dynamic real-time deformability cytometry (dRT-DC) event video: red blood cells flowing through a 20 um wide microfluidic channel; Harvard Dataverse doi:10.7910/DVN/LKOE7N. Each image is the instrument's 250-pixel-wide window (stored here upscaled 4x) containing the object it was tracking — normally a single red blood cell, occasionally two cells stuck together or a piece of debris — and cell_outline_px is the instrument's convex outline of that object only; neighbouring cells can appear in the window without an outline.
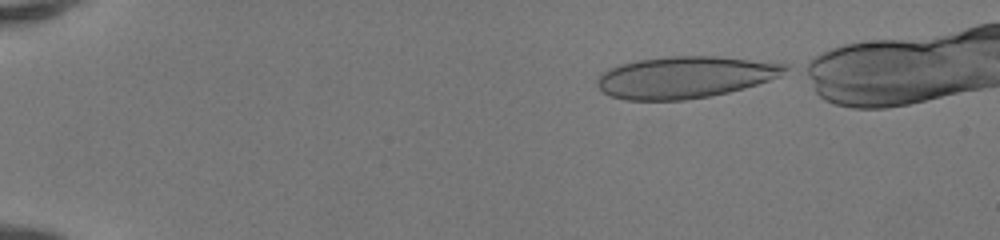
{"species": "human", "species_latin": "Homo sapiens", "temperature_condition": "room temperature", "stored_images_in_passage": 42, "camera_frame_rate_fps": 3000, "um_per_image_px": 0.085, "donor": {"sex": "female"}, "frame": {"image": 1, "passage_image": 1, "time_ms": 0.0, "image_size_px": [1000, 240], "cell_outline_px": [[792, 64], [780, 76], [744, 88], [728, 92], [708, 96], [684, 100], [624, 100], [608, 96], [596, 84], [596, 80], [608, 68], [620, 64], [636, 60], [668, 56], [712, 56]], "centroid_in_image_um": [58.2, 6.56], "position_along_channel_um": 26.8, "area_um2": 45.66}}
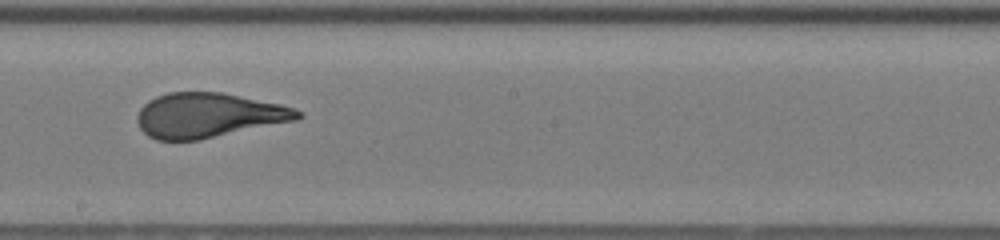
{"frame": {"image": 2, "passage_image": 23, "time_ms": 7.333, "image_size_px": [1000, 240], "cell_outline_px": [[304, 116], [296, 120], [200, 140], [156, 140], [148, 136], [140, 128], [136, 120], [136, 116], [140, 108], [148, 100], [156, 96], [168, 92], [220, 92], [280, 104], [296, 108]], "centroid_in_image_um": [17.69, 9.8], "position_along_channel_um": 230.5, "area_um2": 41.85}}
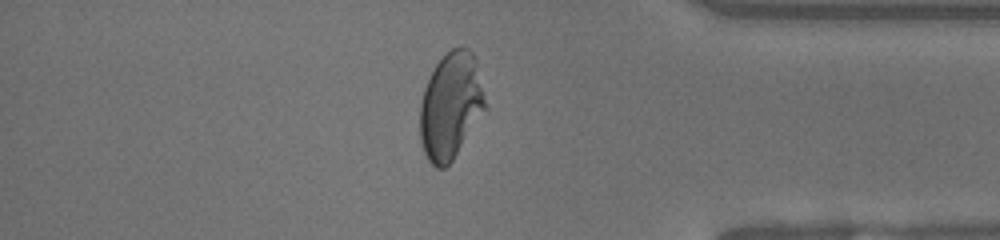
{"frame": {"image": 3, "passage_image": 36, "time_ms": 11.667, "image_size_px": [1000, 240], "cell_outline_px": [[488, 108], [452, 160], [444, 168], [436, 168], [428, 160], [424, 152], [420, 140], [420, 104], [424, 88], [436, 64], [452, 48], [460, 44], [468, 48], [472, 52], [476, 60]], "centroid_in_image_um": [38.33, 8.99], "position_along_channel_um": 396.9, "area_um2": 40.75}}